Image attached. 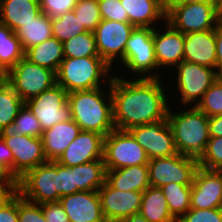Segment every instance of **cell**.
<instances>
[{
    "instance_id": "obj_13",
    "label": "cell",
    "mask_w": 222,
    "mask_h": 222,
    "mask_svg": "<svg viewBox=\"0 0 222 222\" xmlns=\"http://www.w3.org/2000/svg\"><path fill=\"white\" fill-rule=\"evenodd\" d=\"M68 93L57 83L40 95L24 102L44 130L71 119Z\"/></svg>"
},
{
    "instance_id": "obj_31",
    "label": "cell",
    "mask_w": 222,
    "mask_h": 222,
    "mask_svg": "<svg viewBox=\"0 0 222 222\" xmlns=\"http://www.w3.org/2000/svg\"><path fill=\"white\" fill-rule=\"evenodd\" d=\"M23 57L24 51L16 33L0 23V65L8 71Z\"/></svg>"
},
{
    "instance_id": "obj_52",
    "label": "cell",
    "mask_w": 222,
    "mask_h": 222,
    "mask_svg": "<svg viewBox=\"0 0 222 222\" xmlns=\"http://www.w3.org/2000/svg\"><path fill=\"white\" fill-rule=\"evenodd\" d=\"M7 82V71L0 65V84Z\"/></svg>"
},
{
    "instance_id": "obj_20",
    "label": "cell",
    "mask_w": 222,
    "mask_h": 222,
    "mask_svg": "<svg viewBox=\"0 0 222 222\" xmlns=\"http://www.w3.org/2000/svg\"><path fill=\"white\" fill-rule=\"evenodd\" d=\"M59 202L70 222H107L98 191H78L62 196Z\"/></svg>"
},
{
    "instance_id": "obj_26",
    "label": "cell",
    "mask_w": 222,
    "mask_h": 222,
    "mask_svg": "<svg viewBox=\"0 0 222 222\" xmlns=\"http://www.w3.org/2000/svg\"><path fill=\"white\" fill-rule=\"evenodd\" d=\"M139 213L148 222H174L167 200L160 187L149 186L142 195Z\"/></svg>"
},
{
    "instance_id": "obj_22",
    "label": "cell",
    "mask_w": 222,
    "mask_h": 222,
    "mask_svg": "<svg viewBox=\"0 0 222 222\" xmlns=\"http://www.w3.org/2000/svg\"><path fill=\"white\" fill-rule=\"evenodd\" d=\"M80 132L72 118L44 130L41 138L47 161H56Z\"/></svg>"
},
{
    "instance_id": "obj_55",
    "label": "cell",
    "mask_w": 222,
    "mask_h": 222,
    "mask_svg": "<svg viewBox=\"0 0 222 222\" xmlns=\"http://www.w3.org/2000/svg\"><path fill=\"white\" fill-rule=\"evenodd\" d=\"M216 171L222 176V165L218 167Z\"/></svg>"
},
{
    "instance_id": "obj_27",
    "label": "cell",
    "mask_w": 222,
    "mask_h": 222,
    "mask_svg": "<svg viewBox=\"0 0 222 222\" xmlns=\"http://www.w3.org/2000/svg\"><path fill=\"white\" fill-rule=\"evenodd\" d=\"M30 62L46 67L57 73L64 57L63 43L57 38H50L24 52Z\"/></svg>"
},
{
    "instance_id": "obj_36",
    "label": "cell",
    "mask_w": 222,
    "mask_h": 222,
    "mask_svg": "<svg viewBox=\"0 0 222 222\" xmlns=\"http://www.w3.org/2000/svg\"><path fill=\"white\" fill-rule=\"evenodd\" d=\"M73 11L84 28L90 32H94L102 20L98 0H78Z\"/></svg>"
},
{
    "instance_id": "obj_1",
    "label": "cell",
    "mask_w": 222,
    "mask_h": 222,
    "mask_svg": "<svg viewBox=\"0 0 222 222\" xmlns=\"http://www.w3.org/2000/svg\"><path fill=\"white\" fill-rule=\"evenodd\" d=\"M163 81L166 78H123L114 74L111 97L115 129L128 131L167 119L171 104L169 88Z\"/></svg>"
},
{
    "instance_id": "obj_48",
    "label": "cell",
    "mask_w": 222,
    "mask_h": 222,
    "mask_svg": "<svg viewBox=\"0 0 222 222\" xmlns=\"http://www.w3.org/2000/svg\"><path fill=\"white\" fill-rule=\"evenodd\" d=\"M0 163L13 173V153L0 137Z\"/></svg>"
},
{
    "instance_id": "obj_37",
    "label": "cell",
    "mask_w": 222,
    "mask_h": 222,
    "mask_svg": "<svg viewBox=\"0 0 222 222\" xmlns=\"http://www.w3.org/2000/svg\"><path fill=\"white\" fill-rule=\"evenodd\" d=\"M196 107L208 117L222 115V77L204 93Z\"/></svg>"
},
{
    "instance_id": "obj_2",
    "label": "cell",
    "mask_w": 222,
    "mask_h": 222,
    "mask_svg": "<svg viewBox=\"0 0 222 222\" xmlns=\"http://www.w3.org/2000/svg\"><path fill=\"white\" fill-rule=\"evenodd\" d=\"M71 118L81 131L107 136L115 129L113 123L111 82L108 86L68 93Z\"/></svg>"
},
{
    "instance_id": "obj_34",
    "label": "cell",
    "mask_w": 222,
    "mask_h": 222,
    "mask_svg": "<svg viewBox=\"0 0 222 222\" xmlns=\"http://www.w3.org/2000/svg\"><path fill=\"white\" fill-rule=\"evenodd\" d=\"M64 57L99 56L93 32L85 31L63 43Z\"/></svg>"
},
{
    "instance_id": "obj_47",
    "label": "cell",
    "mask_w": 222,
    "mask_h": 222,
    "mask_svg": "<svg viewBox=\"0 0 222 222\" xmlns=\"http://www.w3.org/2000/svg\"><path fill=\"white\" fill-rule=\"evenodd\" d=\"M216 71L222 77V21L215 28Z\"/></svg>"
},
{
    "instance_id": "obj_18",
    "label": "cell",
    "mask_w": 222,
    "mask_h": 222,
    "mask_svg": "<svg viewBox=\"0 0 222 222\" xmlns=\"http://www.w3.org/2000/svg\"><path fill=\"white\" fill-rule=\"evenodd\" d=\"M190 208H222V176L216 170L198 167L191 185Z\"/></svg>"
},
{
    "instance_id": "obj_42",
    "label": "cell",
    "mask_w": 222,
    "mask_h": 222,
    "mask_svg": "<svg viewBox=\"0 0 222 222\" xmlns=\"http://www.w3.org/2000/svg\"><path fill=\"white\" fill-rule=\"evenodd\" d=\"M179 222H222V208L192 209L190 208L179 219Z\"/></svg>"
},
{
    "instance_id": "obj_16",
    "label": "cell",
    "mask_w": 222,
    "mask_h": 222,
    "mask_svg": "<svg viewBox=\"0 0 222 222\" xmlns=\"http://www.w3.org/2000/svg\"><path fill=\"white\" fill-rule=\"evenodd\" d=\"M1 138L13 153V174L17 179L28 170L47 162L41 137L15 134Z\"/></svg>"
},
{
    "instance_id": "obj_14",
    "label": "cell",
    "mask_w": 222,
    "mask_h": 222,
    "mask_svg": "<svg viewBox=\"0 0 222 222\" xmlns=\"http://www.w3.org/2000/svg\"><path fill=\"white\" fill-rule=\"evenodd\" d=\"M145 150L148 159L171 157L178 154L172 129L167 119L136 126L128 130Z\"/></svg>"
},
{
    "instance_id": "obj_50",
    "label": "cell",
    "mask_w": 222,
    "mask_h": 222,
    "mask_svg": "<svg viewBox=\"0 0 222 222\" xmlns=\"http://www.w3.org/2000/svg\"><path fill=\"white\" fill-rule=\"evenodd\" d=\"M118 222H148L140 213L133 214Z\"/></svg>"
},
{
    "instance_id": "obj_28",
    "label": "cell",
    "mask_w": 222,
    "mask_h": 222,
    "mask_svg": "<svg viewBox=\"0 0 222 222\" xmlns=\"http://www.w3.org/2000/svg\"><path fill=\"white\" fill-rule=\"evenodd\" d=\"M23 51L52 38L51 18L41 13L32 21L23 24L16 31Z\"/></svg>"
},
{
    "instance_id": "obj_39",
    "label": "cell",
    "mask_w": 222,
    "mask_h": 222,
    "mask_svg": "<svg viewBox=\"0 0 222 222\" xmlns=\"http://www.w3.org/2000/svg\"><path fill=\"white\" fill-rule=\"evenodd\" d=\"M18 221L19 222H47L42 212L41 204L24 199L18 193Z\"/></svg>"
},
{
    "instance_id": "obj_17",
    "label": "cell",
    "mask_w": 222,
    "mask_h": 222,
    "mask_svg": "<svg viewBox=\"0 0 222 222\" xmlns=\"http://www.w3.org/2000/svg\"><path fill=\"white\" fill-rule=\"evenodd\" d=\"M98 193L107 222H118L139 213L143 192L114 189L105 181Z\"/></svg>"
},
{
    "instance_id": "obj_41",
    "label": "cell",
    "mask_w": 222,
    "mask_h": 222,
    "mask_svg": "<svg viewBox=\"0 0 222 222\" xmlns=\"http://www.w3.org/2000/svg\"><path fill=\"white\" fill-rule=\"evenodd\" d=\"M78 191L74 185V166L67 167L57 162V194L62 197Z\"/></svg>"
},
{
    "instance_id": "obj_24",
    "label": "cell",
    "mask_w": 222,
    "mask_h": 222,
    "mask_svg": "<svg viewBox=\"0 0 222 222\" xmlns=\"http://www.w3.org/2000/svg\"><path fill=\"white\" fill-rule=\"evenodd\" d=\"M41 13L38 0H0V23L13 32Z\"/></svg>"
},
{
    "instance_id": "obj_46",
    "label": "cell",
    "mask_w": 222,
    "mask_h": 222,
    "mask_svg": "<svg viewBox=\"0 0 222 222\" xmlns=\"http://www.w3.org/2000/svg\"><path fill=\"white\" fill-rule=\"evenodd\" d=\"M41 206L47 222H70L59 201L45 202L42 203Z\"/></svg>"
},
{
    "instance_id": "obj_35",
    "label": "cell",
    "mask_w": 222,
    "mask_h": 222,
    "mask_svg": "<svg viewBox=\"0 0 222 222\" xmlns=\"http://www.w3.org/2000/svg\"><path fill=\"white\" fill-rule=\"evenodd\" d=\"M52 36L64 43L75 35L87 31L75 16L74 11L64 13L58 18L51 19Z\"/></svg>"
},
{
    "instance_id": "obj_23",
    "label": "cell",
    "mask_w": 222,
    "mask_h": 222,
    "mask_svg": "<svg viewBox=\"0 0 222 222\" xmlns=\"http://www.w3.org/2000/svg\"><path fill=\"white\" fill-rule=\"evenodd\" d=\"M121 4L134 27L155 28L166 21V10L160 0H121Z\"/></svg>"
},
{
    "instance_id": "obj_49",
    "label": "cell",
    "mask_w": 222,
    "mask_h": 222,
    "mask_svg": "<svg viewBox=\"0 0 222 222\" xmlns=\"http://www.w3.org/2000/svg\"><path fill=\"white\" fill-rule=\"evenodd\" d=\"M209 137L222 136V115L209 117Z\"/></svg>"
},
{
    "instance_id": "obj_29",
    "label": "cell",
    "mask_w": 222,
    "mask_h": 222,
    "mask_svg": "<svg viewBox=\"0 0 222 222\" xmlns=\"http://www.w3.org/2000/svg\"><path fill=\"white\" fill-rule=\"evenodd\" d=\"M106 180L103 160L74 166V185L79 191H98Z\"/></svg>"
},
{
    "instance_id": "obj_8",
    "label": "cell",
    "mask_w": 222,
    "mask_h": 222,
    "mask_svg": "<svg viewBox=\"0 0 222 222\" xmlns=\"http://www.w3.org/2000/svg\"><path fill=\"white\" fill-rule=\"evenodd\" d=\"M7 83L26 102L55 85L56 73L23 57L7 71Z\"/></svg>"
},
{
    "instance_id": "obj_11",
    "label": "cell",
    "mask_w": 222,
    "mask_h": 222,
    "mask_svg": "<svg viewBox=\"0 0 222 222\" xmlns=\"http://www.w3.org/2000/svg\"><path fill=\"white\" fill-rule=\"evenodd\" d=\"M18 193L26 200L42 204L59 201L57 194V162L47 161L28 170L18 179Z\"/></svg>"
},
{
    "instance_id": "obj_3",
    "label": "cell",
    "mask_w": 222,
    "mask_h": 222,
    "mask_svg": "<svg viewBox=\"0 0 222 222\" xmlns=\"http://www.w3.org/2000/svg\"><path fill=\"white\" fill-rule=\"evenodd\" d=\"M167 120L173 132L177 152L199 159L210 138L209 117L196 106L170 105Z\"/></svg>"
},
{
    "instance_id": "obj_40",
    "label": "cell",
    "mask_w": 222,
    "mask_h": 222,
    "mask_svg": "<svg viewBox=\"0 0 222 222\" xmlns=\"http://www.w3.org/2000/svg\"><path fill=\"white\" fill-rule=\"evenodd\" d=\"M102 19L129 22L128 14L121 4V0H98Z\"/></svg>"
},
{
    "instance_id": "obj_21",
    "label": "cell",
    "mask_w": 222,
    "mask_h": 222,
    "mask_svg": "<svg viewBox=\"0 0 222 222\" xmlns=\"http://www.w3.org/2000/svg\"><path fill=\"white\" fill-rule=\"evenodd\" d=\"M183 60L216 70L215 29L185 34Z\"/></svg>"
},
{
    "instance_id": "obj_19",
    "label": "cell",
    "mask_w": 222,
    "mask_h": 222,
    "mask_svg": "<svg viewBox=\"0 0 222 222\" xmlns=\"http://www.w3.org/2000/svg\"><path fill=\"white\" fill-rule=\"evenodd\" d=\"M104 137L95 132L81 131L56 162L72 167L94 160H103Z\"/></svg>"
},
{
    "instance_id": "obj_54",
    "label": "cell",
    "mask_w": 222,
    "mask_h": 222,
    "mask_svg": "<svg viewBox=\"0 0 222 222\" xmlns=\"http://www.w3.org/2000/svg\"><path fill=\"white\" fill-rule=\"evenodd\" d=\"M213 3L222 11V0H213Z\"/></svg>"
},
{
    "instance_id": "obj_43",
    "label": "cell",
    "mask_w": 222,
    "mask_h": 222,
    "mask_svg": "<svg viewBox=\"0 0 222 222\" xmlns=\"http://www.w3.org/2000/svg\"><path fill=\"white\" fill-rule=\"evenodd\" d=\"M78 0H39L40 8L51 19L72 11Z\"/></svg>"
},
{
    "instance_id": "obj_5",
    "label": "cell",
    "mask_w": 222,
    "mask_h": 222,
    "mask_svg": "<svg viewBox=\"0 0 222 222\" xmlns=\"http://www.w3.org/2000/svg\"><path fill=\"white\" fill-rule=\"evenodd\" d=\"M170 72L172 73V75L170 74ZM170 72L168 73V75H166L168 78L166 79V82H169L170 80V82L168 83L169 85H167L169 86L168 88H170V102L173 101V99L171 98L174 96V94H176L173 97L175 99L174 102L177 99L178 100L175 103L172 102L171 105L174 104V106L181 107L196 106L201 101L204 93L219 77L215 69L201 66L196 63H189L184 60L180 62L177 66H175ZM170 83H172V85H170ZM171 92L172 94H174L171 95Z\"/></svg>"
},
{
    "instance_id": "obj_15",
    "label": "cell",
    "mask_w": 222,
    "mask_h": 222,
    "mask_svg": "<svg viewBox=\"0 0 222 222\" xmlns=\"http://www.w3.org/2000/svg\"><path fill=\"white\" fill-rule=\"evenodd\" d=\"M153 41L155 58L161 71L167 74L183 61L184 34L168 22L153 29Z\"/></svg>"
},
{
    "instance_id": "obj_9",
    "label": "cell",
    "mask_w": 222,
    "mask_h": 222,
    "mask_svg": "<svg viewBox=\"0 0 222 222\" xmlns=\"http://www.w3.org/2000/svg\"><path fill=\"white\" fill-rule=\"evenodd\" d=\"M103 161L106 170L147 165L145 150L126 130L114 129L104 137Z\"/></svg>"
},
{
    "instance_id": "obj_10",
    "label": "cell",
    "mask_w": 222,
    "mask_h": 222,
    "mask_svg": "<svg viewBox=\"0 0 222 222\" xmlns=\"http://www.w3.org/2000/svg\"><path fill=\"white\" fill-rule=\"evenodd\" d=\"M147 166L150 186L162 187L171 182L192 185L199 163L194 157L178 153L150 159Z\"/></svg>"
},
{
    "instance_id": "obj_12",
    "label": "cell",
    "mask_w": 222,
    "mask_h": 222,
    "mask_svg": "<svg viewBox=\"0 0 222 222\" xmlns=\"http://www.w3.org/2000/svg\"><path fill=\"white\" fill-rule=\"evenodd\" d=\"M133 29L129 22L102 19L93 32L99 56L113 68L114 74L124 61L126 43Z\"/></svg>"
},
{
    "instance_id": "obj_30",
    "label": "cell",
    "mask_w": 222,
    "mask_h": 222,
    "mask_svg": "<svg viewBox=\"0 0 222 222\" xmlns=\"http://www.w3.org/2000/svg\"><path fill=\"white\" fill-rule=\"evenodd\" d=\"M15 134L42 137L41 124L25 104L19 109L14 122L0 130V137H13Z\"/></svg>"
},
{
    "instance_id": "obj_32",
    "label": "cell",
    "mask_w": 222,
    "mask_h": 222,
    "mask_svg": "<svg viewBox=\"0 0 222 222\" xmlns=\"http://www.w3.org/2000/svg\"><path fill=\"white\" fill-rule=\"evenodd\" d=\"M160 188L167 200L170 213L178 220L190 209L191 185L171 182Z\"/></svg>"
},
{
    "instance_id": "obj_44",
    "label": "cell",
    "mask_w": 222,
    "mask_h": 222,
    "mask_svg": "<svg viewBox=\"0 0 222 222\" xmlns=\"http://www.w3.org/2000/svg\"><path fill=\"white\" fill-rule=\"evenodd\" d=\"M0 222H19L18 193L0 198Z\"/></svg>"
},
{
    "instance_id": "obj_33",
    "label": "cell",
    "mask_w": 222,
    "mask_h": 222,
    "mask_svg": "<svg viewBox=\"0 0 222 222\" xmlns=\"http://www.w3.org/2000/svg\"><path fill=\"white\" fill-rule=\"evenodd\" d=\"M24 102L7 83L0 84V130L14 122Z\"/></svg>"
},
{
    "instance_id": "obj_45",
    "label": "cell",
    "mask_w": 222,
    "mask_h": 222,
    "mask_svg": "<svg viewBox=\"0 0 222 222\" xmlns=\"http://www.w3.org/2000/svg\"><path fill=\"white\" fill-rule=\"evenodd\" d=\"M18 193L17 177L2 163H0V194L9 196Z\"/></svg>"
},
{
    "instance_id": "obj_4",
    "label": "cell",
    "mask_w": 222,
    "mask_h": 222,
    "mask_svg": "<svg viewBox=\"0 0 222 222\" xmlns=\"http://www.w3.org/2000/svg\"><path fill=\"white\" fill-rule=\"evenodd\" d=\"M112 70L100 56L65 57L56 73V83L67 93L100 88L110 84Z\"/></svg>"
},
{
    "instance_id": "obj_38",
    "label": "cell",
    "mask_w": 222,
    "mask_h": 222,
    "mask_svg": "<svg viewBox=\"0 0 222 222\" xmlns=\"http://www.w3.org/2000/svg\"><path fill=\"white\" fill-rule=\"evenodd\" d=\"M199 167L216 170L222 165V136L210 137L205 152L198 159Z\"/></svg>"
},
{
    "instance_id": "obj_7",
    "label": "cell",
    "mask_w": 222,
    "mask_h": 222,
    "mask_svg": "<svg viewBox=\"0 0 222 222\" xmlns=\"http://www.w3.org/2000/svg\"><path fill=\"white\" fill-rule=\"evenodd\" d=\"M222 11L214 3H176L166 10V22L184 35L215 29Z\"/></svg>"
},
{
    "instance_id": "obj_6",
    "label": "cell",
    "mask_w": 222,
    "mask_h": 222,
    "mask_svg": "<svg viewBox=\"0 0 222 222\" xmlns=\"http://www.w3.org/2000/svg\"><path fill=\"white\" fill-rule=\"evenodd\" d=\"M153 29L134 27L126 43L124 61L121 67H117L116 75L123 78H166L155 58Z\"/></svg>"
},
{
    "instance_id": "obj_51",
    "label": "cell",
    "mask_w": 222,
    "mask_h": 222,
    "mask_svg": "<svg viewBox=\"0 0 222 222\" xmlns=\"http://www.w3.org/2000/svg\"><path fill=\"white\" fill-rule=\"evenodd\" d=\"M180 0H160V3L162 7L167 10L169 9L172 5L178 3Z\"/></svg>"
},
{
    "instance_id": "obj_53",
    "label": "cell",
    "mask_w": 222,
    "mask_h": 222,
    "mask_svg": "<svg viewBox=\"0 0 222 222\" xmlns=\"http://www.w3.org/2000/svg\"><path fill=\"white\" fill-rule=\"evenodd\" d=\"M200 2H205V3H213V0H180L178 3H200Z\"/></svg>"
},
{
    "instance_id": "obj_25",
    "label": "cell",
    "mask_w": 222,
    "mask_h": 222,
    "mask_svg": "<svg viewBox=\"0 0 222 222\" xmlns=\"http://www.w3.org/2000/svg\"><path fill=\"white\" fill-rule=\"evenodd\" d=\"M105 181L114 189L144 192L150 186L148 166L134 165L106 170Z\"/></svg>"
}]
</instances>
